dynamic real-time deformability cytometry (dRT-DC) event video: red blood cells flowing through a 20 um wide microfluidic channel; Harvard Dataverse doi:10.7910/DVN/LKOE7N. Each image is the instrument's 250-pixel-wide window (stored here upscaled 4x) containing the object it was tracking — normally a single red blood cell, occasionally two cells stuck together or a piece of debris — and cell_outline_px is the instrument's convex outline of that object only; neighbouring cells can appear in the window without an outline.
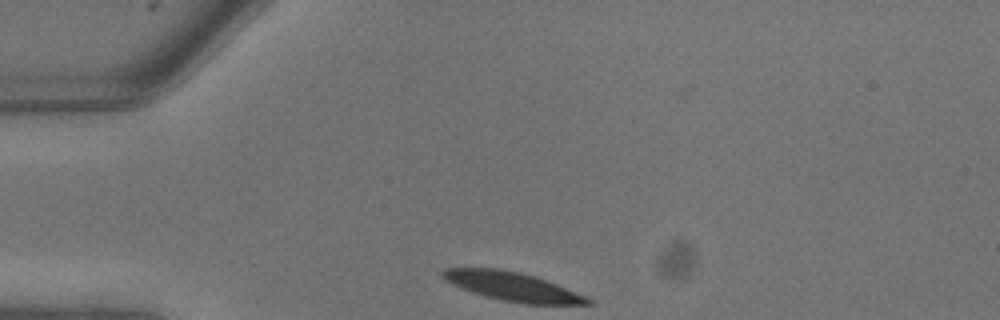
{"species": "common noctule bat (a hibernating species)", "species_latin": "Nyctalus noctula", "temperature_condition": "warm", "stored_images_in_passage": 4, "camera_frame_rate_fps": 3000, "um_per_image_px": 0.085, "animal": {"sex": "male", "body_mass_g": 13.3}, "frame": {"image": 1, "passage_image": 1, "time_ms": 0.0, "image_size_px": [1000, 320], "cell_outline_px": [[596, 304], [524, 304], [504, 300], [472, 292], [452, 284], [444, 280], [440, 276], [440, 272], [444, 268], [496, 268], [520, 272], [556, 284], [584, 296], [592, 300]], "centroid_in_image_um": [43.5, 24.34], "position_along_channel_um": 41.5, "area_um2": 23.93}}
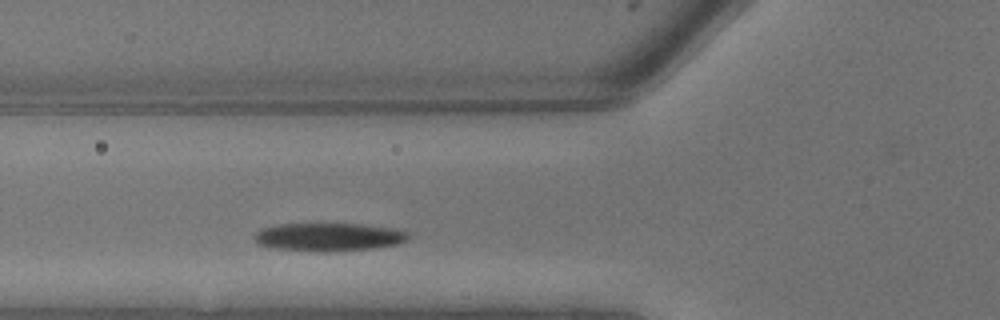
{"frame": {"image": 2, "passage_image": 4, "time_ms": 1.0, "image_size_px": [1000, 320], "cell_outline_px": [[408, 240], [396, 244], [372, 248], [328, 252], [308, 252], [276, 248], [256, 244], [252, 236], [260, 228], [276, 224], [364, 224], [396, 228], [408, 232]], "centroid_in_image_um": [27.89, 20.14], "position_along_channel_um": 97.9, "area_um2": 25.66}}